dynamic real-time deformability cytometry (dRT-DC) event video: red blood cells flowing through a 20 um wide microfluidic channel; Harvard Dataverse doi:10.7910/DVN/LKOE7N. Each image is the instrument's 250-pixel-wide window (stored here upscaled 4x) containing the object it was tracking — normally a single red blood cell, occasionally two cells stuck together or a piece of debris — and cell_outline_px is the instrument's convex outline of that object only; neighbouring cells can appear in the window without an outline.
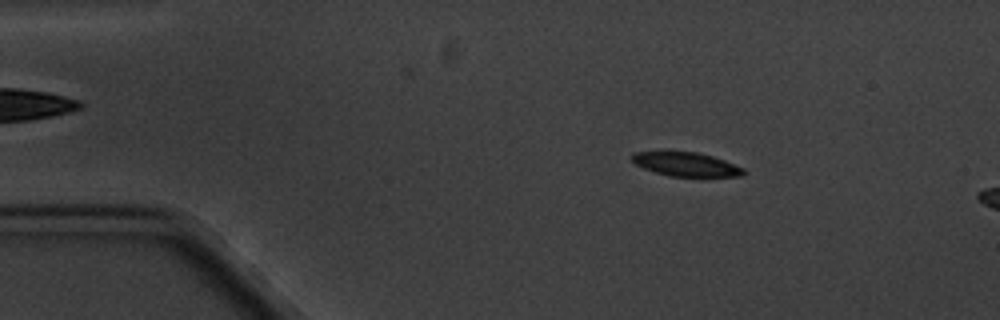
{"species": "common noctule bat (a hibernating species)", "species_latin": "Nyctalus noctula", "temperature_condition": "cold", "stored_images_in_passage": 4, "camera_frame_rate_fps": 3000, "um_per_image_px": 0.085, "animal": {"sex": "male", "body_mass_g": 20.1, "forearm_length_mm": 53.5}, "frame": {"image": 1, "passage_image": 2, "time_ms": 1.0, "image_size_px": [1000, 320], "cell_outline_px": [[748, 172], [744, 176], [668, 176], [644, 168], [636, 164], [632, 160], [632, 152], [696, 152], [712, 156], [724, 160], [744, 168]], "centroid_in_image_um": [58.37, 13.97], "position_along_channel_um": 26.6, "area_um2": 15.37}}